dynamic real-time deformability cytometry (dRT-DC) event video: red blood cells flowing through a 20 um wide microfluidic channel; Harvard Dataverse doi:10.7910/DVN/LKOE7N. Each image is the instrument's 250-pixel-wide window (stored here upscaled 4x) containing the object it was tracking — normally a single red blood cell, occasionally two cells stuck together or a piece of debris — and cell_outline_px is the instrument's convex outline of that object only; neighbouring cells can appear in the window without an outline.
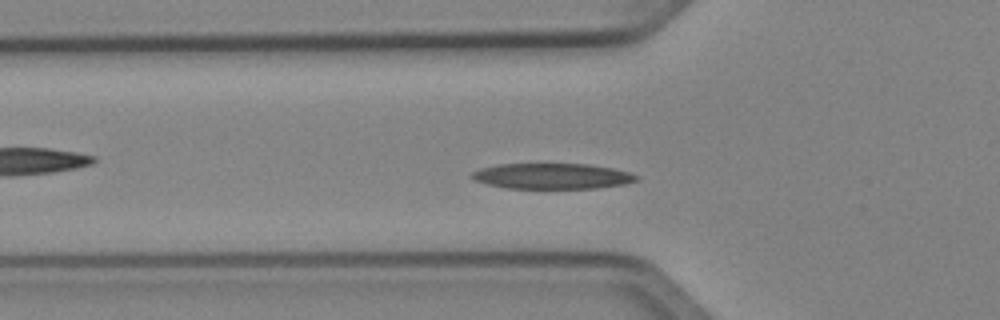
{"species": "Egyptian fruit bat (a non-hibernating species)", "species_latin": "Rousettus aegyptiacus", "temperature_condition": "cold", "stored_images_in_passage": 47, "camera_frame_rate_fps": 3000, "um_per_image_px": 0.085, "animal": {"sex": "female"}, "frame": {"image": 1, "passage_image": 13, "time_ms": 4.0, "image_size_px": [1000, 320], "cell_outline_px": [[640, 180], [624, 184], [596, 188], [508, 188], [488, 184], [476, 180], [468, 176], [472, 172], [480, 168], [496, 164], [588, 164], [612, 168], [632, 172], [640, 176]], "centroid_in_image_um": [46.97, 14.96], "position_along_channel_um": 78.8, "area_um2": 24.68}}
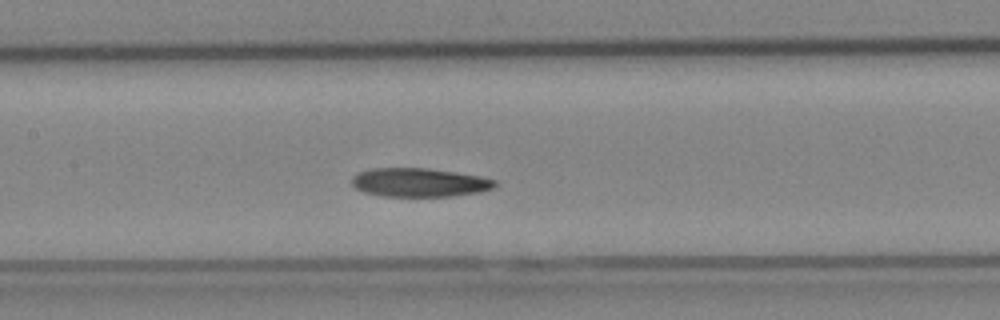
{"frame": {"image": 2, "passage_image": 20, "time_ms": 6.333, "image_size_px": [1000, 320], "cell_outline_px": [[496, 184], [492, 188], [480, 192], [452, 196], [384, 196], [364, 192], [356, 188], [352, 184], [352, 176], [360, 172], [372, 168], [428, 168], [456, 172], [480, 176], [496, 180]], "centroid_in_image_um": [35.65, 15.5], "position_along_channel_um": 171.8, "area_um2": 23.87}}
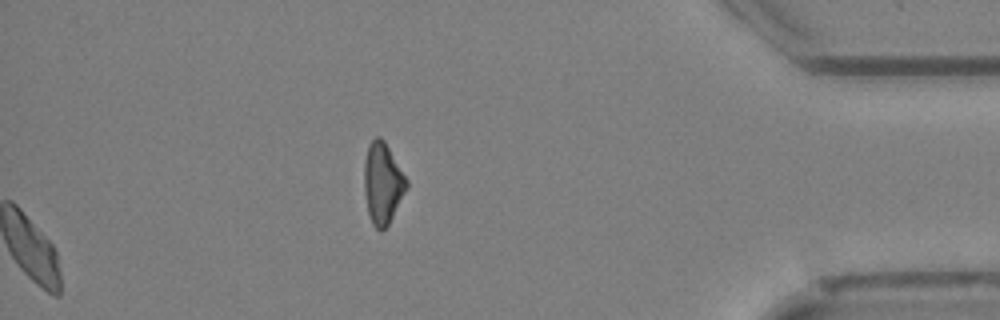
{"frame": {"image": 3, "passage_image": 47, "time_ms": 15.333, "image_size_px": [1000, 320], "cell_outline_px": [[408, 188], [388, 224], [380, 232], [372, 224], [368, 212], [364, 192], [364, 160], [368, 144], [376, 136], [380, 136], [384, 140], [408, 180]], "centroid_in_image_um": [32.52, 15.56], "position_along_channel_um": 402.7, "area_um2": 20.11}, "authors_computed_cell_mechanics": {"area_um2": 24.3338, "velocity_mm_per_s": 3.9905, "shape_relaxation_time_tau1_ms": 2.9146, "shape_relaxation_time_tau2_ms": null, "deformation_change_tau1": 0.1348, "deformation_change_tau2": null}}